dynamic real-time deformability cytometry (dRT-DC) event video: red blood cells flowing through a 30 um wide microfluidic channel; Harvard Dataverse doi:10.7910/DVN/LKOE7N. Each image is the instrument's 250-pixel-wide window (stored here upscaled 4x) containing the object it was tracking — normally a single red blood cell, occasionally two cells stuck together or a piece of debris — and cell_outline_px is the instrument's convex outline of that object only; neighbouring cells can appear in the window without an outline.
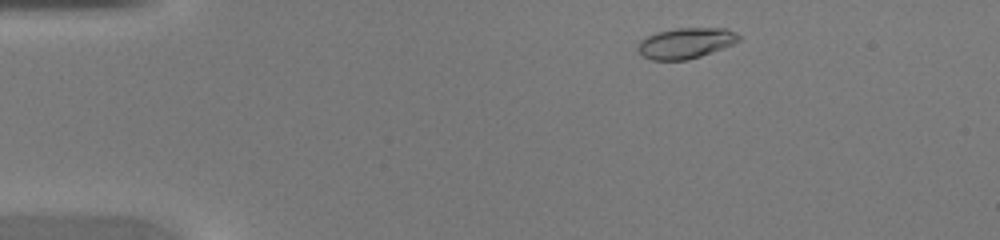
{"species": "common noctule bat (a hibernating species)", "species_latin": "Nyctalus noctula", "temperature_condition": "warm", "stored_images_in_passage": 40, "camera_frame_rate_fps": 3000, "um_per_image_px": 0.085, "animal": {"sex": "female", "body_mass_g": 20.0, "forearm_length_mm": 54.0}, "frame": {"image": 1, "passage_image": 3, "time_ms": 0.667, "image_size_px": [1000, 240], "cell_outline_px": [[740, 40], [732, 44], [700, 56], [688, 60], [652, 60], [644, 56], [636, 48], [636, 44], [640, 40], [656, 32], [676, 28], [724, 28], [736, 32], [740, 36]], "centroid_in_image_um": [58.26, 3.66], "position_along_channel_um": 26.7, "area_um2": 17.98}}
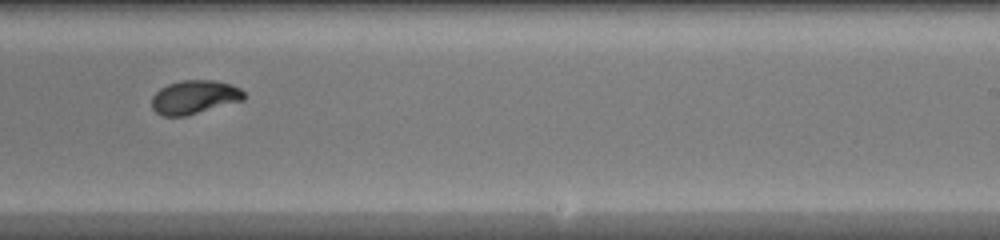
{"frame": {"image": 2, "passage_image": 24, "time_ms": 7.667, "image_size_px": [1000, 240], "cell_outline_px": [[248, 96], [244, 100], [184, 116], [160, 116], [152, 108], [152, 96], [160, 88], [168, 84], [180, 80], [216, 80], [232, 84], [240, 88]], "centroid_in_image_um": [16.54, 8.24], "position_along_channel_um": 272.5, "area_um2": 18.26}}
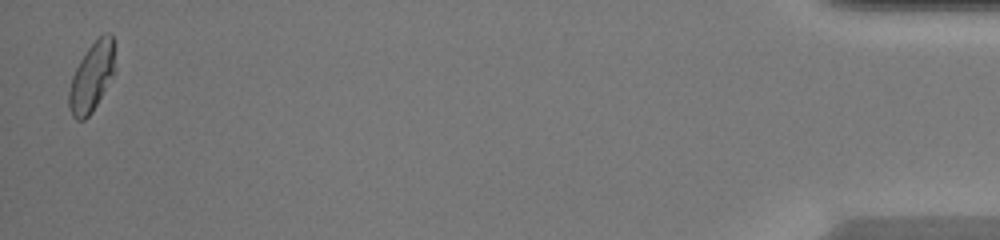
{"frame": {"image": 3, "passage_image": 40, "time_ms": 13.0, "image_size_px": [1000, 240], "cell_outline_px": [[116, 72], [92, 112], [84, 120], [76, 120], [72, 116], [68, 108], [68, 92], [72, 76], [80, 60], [88, 48], [104, 32], [112, 32], [116, 68]], "centroid_in_image_um": [7.82, 6.55], "position_along_channel_um": 427.4, "area_um2": 18.84}}